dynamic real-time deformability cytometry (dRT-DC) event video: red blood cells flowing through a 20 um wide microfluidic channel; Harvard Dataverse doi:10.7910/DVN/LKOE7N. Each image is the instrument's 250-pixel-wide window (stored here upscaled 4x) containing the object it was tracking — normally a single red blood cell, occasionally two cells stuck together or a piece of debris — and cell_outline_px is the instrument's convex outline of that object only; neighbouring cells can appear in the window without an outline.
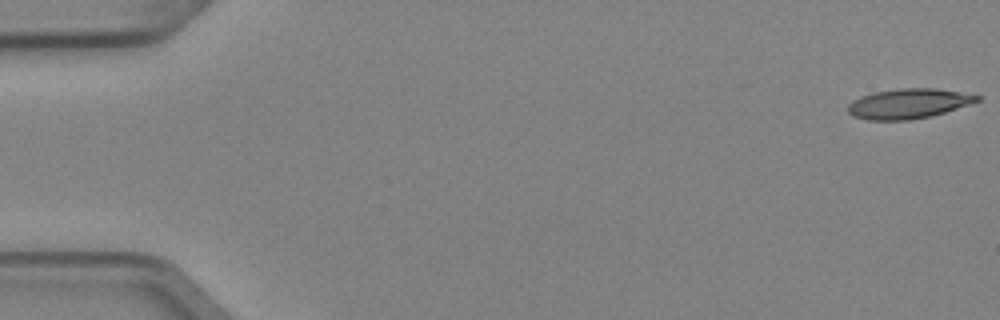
{"species": "Egyptian fruit bat (a non-hibernating species)", "species_latin": "Rousettus aegyptiacus", "temperature_condition": "cold", "stored_images_in_passage": 5, "camera_frame_rate_fps": 3000, "um_per_image_px": 0.085, "animal": {"sex": "female"}, "frame": {"image": 1, "passage_image": 1, "time_ms": 0.0, "image_size_px": [1000, 320], "cell_outline_px": [[980, 100], [944, 112], [928, 116], [908, 120], [868, 120], [852, 116], [848, 112], [848, 104], [852, 100], [860, 96], [872, 92], [900, 88], [936, 88], [980, 96]], "centroid_in_image_um": [77.14, 8.8], "position_along_channel_um": 7.9, "area_um2": 22.31}}
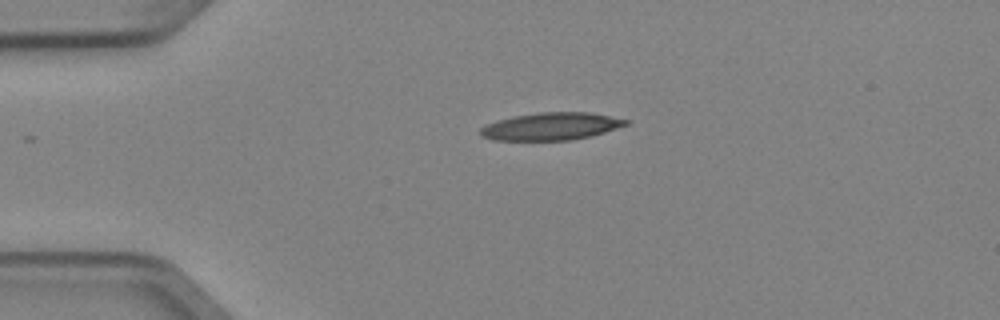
{"frame": {"image": 2, "passage_image": 4, "time_ms": 1.0, "image_size_px": [1000, 320], "cell_outline_px": [[628, 124], [604, 132], [588, 136], [568, 140], [492, 140], [480, 136], [480, 128], [496, 120], [512, 116], [540, 112], [588, 112], [628, 120]], "centroid_in_image_um": [46.77, 10.74], "position_along_channel_um": 38.2, "area_um2": 23.06}}